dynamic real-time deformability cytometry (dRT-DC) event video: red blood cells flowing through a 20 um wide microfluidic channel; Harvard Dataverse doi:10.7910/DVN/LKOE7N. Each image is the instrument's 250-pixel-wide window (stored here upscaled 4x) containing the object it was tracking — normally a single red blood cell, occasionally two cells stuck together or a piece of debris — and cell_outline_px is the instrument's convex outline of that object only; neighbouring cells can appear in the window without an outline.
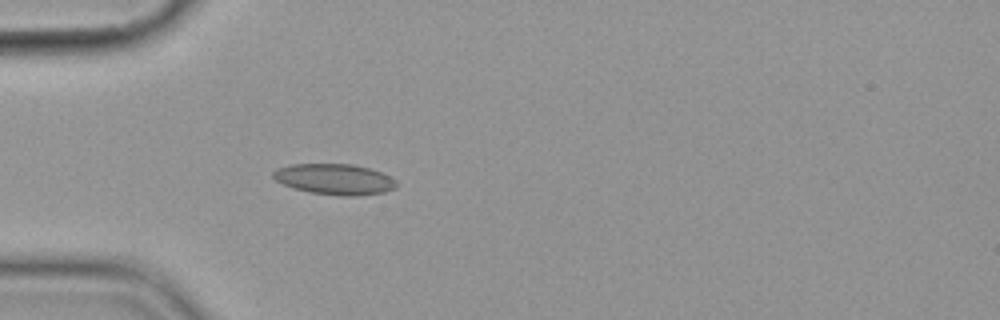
{"species": "common noctule bat (a hibernating species)", "species_latin": "Nyctalus noctula", "temperature_condition": "cold", "stored_images_in_passage": 2, "camera_frame_rate_fps": 3000, "um_per_image_px": 0.085, "animal": {"sex": "female", "body_mass_g": 19.9}, "frame": {"image": 1, "passage_image": 2, "time_ms": 1.0, "image_size_px": [1000, 320], "cell_outline_px": [[396, 188], [384, 192], [356, 196], [340, 196], [308, 192], [292, 188], [276, 180], [272, 176], [272, 172], [276, 168], [292, 164], [352, 164], [368, 168], [380, 172], [396, 180]], "centroid_in_image_um": [28.41, 15.24], "position_along_channel_um": 56.6, "area_um2": 22.14}}